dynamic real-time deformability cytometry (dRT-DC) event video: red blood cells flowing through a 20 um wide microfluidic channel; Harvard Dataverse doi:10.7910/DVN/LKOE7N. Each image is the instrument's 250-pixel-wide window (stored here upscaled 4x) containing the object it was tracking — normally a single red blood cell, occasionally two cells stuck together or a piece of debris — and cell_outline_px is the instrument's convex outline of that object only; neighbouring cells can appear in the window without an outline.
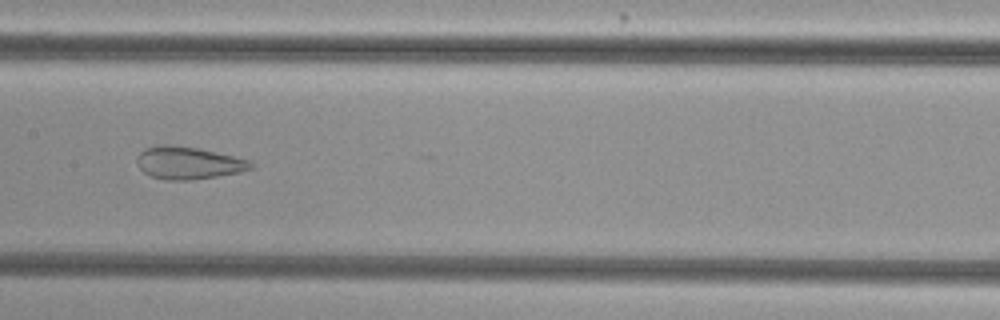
{"species": "common noctule bat (a hibernating species)", "species_latin": "Nyctalus noctula", "temperature_condition": "cold", "stored_images_in_passage": 48, "camera_frame_rate_fps": 3000, "um_per_image_px": 0.085, "animal": {"sex": "female", "body_mass_g": 29.2, "forearm_length_mm": 56.3}, "frame": {"image": 1, "passage_image": 28, "time_ms": 9.0, "image_size_px": [1000, 320], "cell_outline_px": [[252, 168], [240, 172], [192, 180], [164, 180], [152, 176], [144, 172], [136, 164], [136, 160], [140, 152], [144, 148], [156, 144], [168, 144], [200, 148], [248, 160], [252, 164]], "centroid_in_image_um": [15.95, 13.83], "position_along_channel_um": 191.5, "area_um2": 21.56}}
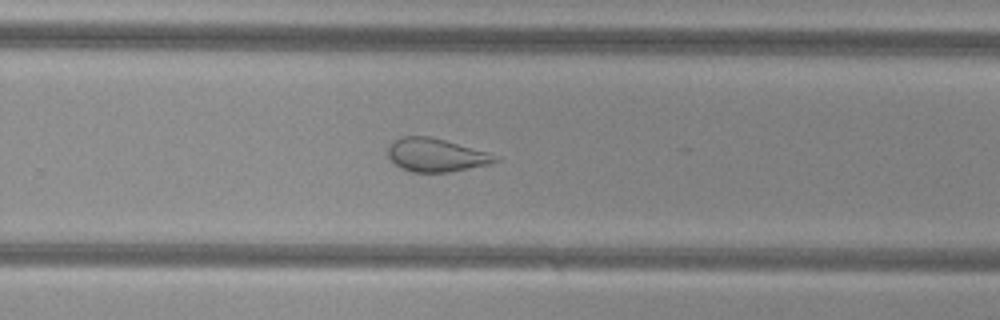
{"frame": {"image": 2, "passage_image": 36, "time_ms": 11.667, "image_size_px": [1000, 320], "cell_outline_px": [[500, 160], [492, 164], [448, 172], [412, 172], [400, 168], [388, 156], [388, 144], [400, 136], [432, 136], [488, 152], [496, 156]], "centroid_in_image_um": [37.05, 13.17], "position_along_channel_um": 292.7, "area_um2": 20.98}}
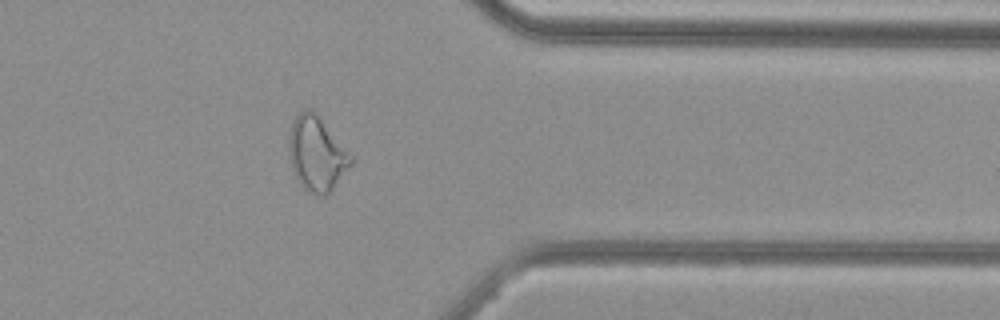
{"frame": {"image": 3, "passage_image": 44, "time_ms": 14.333, "image_size_px": [1000, 320], "cell_outline_px": [[356, 160], [332, 188], [324, 196], [320, 196], [308, 192], [300, 184], [292, 168], [288, 148], [288, 144], [292, 120], [304, 108], [312, 108], [316, 112]], "centroid_in_image_um": [26.92, 13.04], "position_along_channel_um": 384.5, "area_um2": 26.93}}